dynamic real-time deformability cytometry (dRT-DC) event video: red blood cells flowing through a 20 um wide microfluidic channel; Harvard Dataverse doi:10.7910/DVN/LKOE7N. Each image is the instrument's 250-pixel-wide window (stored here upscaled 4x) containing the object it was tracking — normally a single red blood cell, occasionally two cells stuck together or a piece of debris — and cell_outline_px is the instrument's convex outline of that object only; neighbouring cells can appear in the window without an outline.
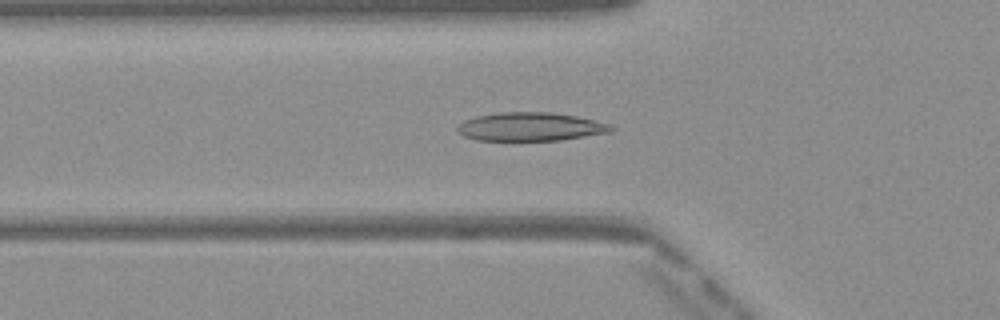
{"species": "Egyptian fruit bat (a non-hibernating species)", "species_latin": "Rousettus aegyptiacus", "temperature_condition": "warm", "stored_images_in_passage": 49, "camera_frame_rate_fps": 3000, "um_per_image_px": 0.085, "frame": {"image": 1, "passage_image": 17, "time_ms": 5.333, "image_size_px": [1000, 320], "cell_outline_px": [[616, 128], [612, 132], [560, 140], [476, 140], [464, 136], [456, 132], [456, 128], [464, 120], [476, 116], [500, 112], [548, 112], [576, 116], [612, 124]], "centroid_in_image_um": [45.1, 10.77], "position_along_channel_um": 80.7, "area_um2": 25.61}}
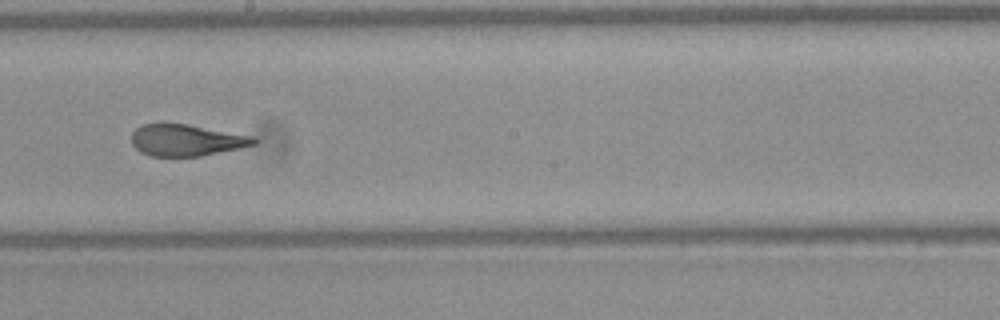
{"frame": {"image": 2, "passage_image": 28, "time_ms": 9.0, "image_size_px": [1000, 320], "cell_outline_px": [[260, 140], [256, 144], [240, 148], [200, 156], [152, 156], [140, 152], [132, 144], [132, 132], [136, 128], [144, 124], [188, 124], [256, 136]], "centroid_in_image_um": [15.9, 11.91], "position_along_channel_um": 232.3, "area_um2": 22.6}}
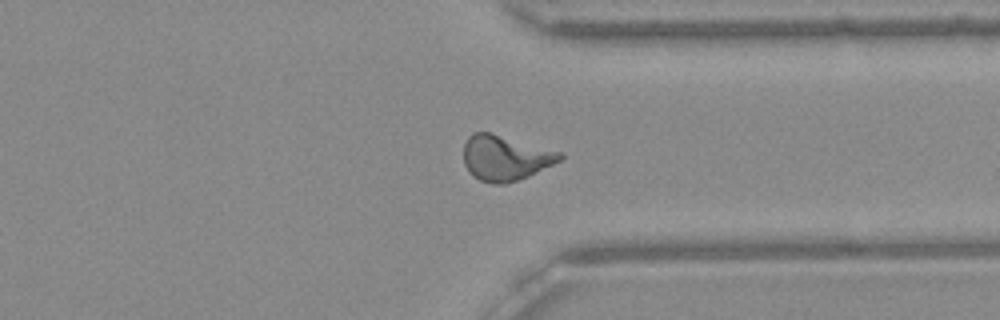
{"frame": {"image": 3, "passage_image": 38, "time_ms": 12.333, "image_size_px": [1000, 320], "cell_outline_px": [[564, 156], [560, 160], [528, 176], [504, 184], [492, 184], [480, 180], [472, 176], [468, 172], [464, 164], [464, 144], [468, 136], [472, 132], [488, 132], [564, 152]], "centroid_in_image_um": [42.92, 13.42], "position_along_channel_um": 368.5, "area_um2": 25.37}, "authors_computed_cell_mechanics": {"area_um2": 24.6806, "velocity_mm_per_s": 4.1088, "shape_relaxation_time_tau1_ms": 7.0554, "shape_relaxation_time_tau2_ms": 1.0787, "deformation_change_tau1": 0.2419, "deformation_change_tau2": 0.074}}